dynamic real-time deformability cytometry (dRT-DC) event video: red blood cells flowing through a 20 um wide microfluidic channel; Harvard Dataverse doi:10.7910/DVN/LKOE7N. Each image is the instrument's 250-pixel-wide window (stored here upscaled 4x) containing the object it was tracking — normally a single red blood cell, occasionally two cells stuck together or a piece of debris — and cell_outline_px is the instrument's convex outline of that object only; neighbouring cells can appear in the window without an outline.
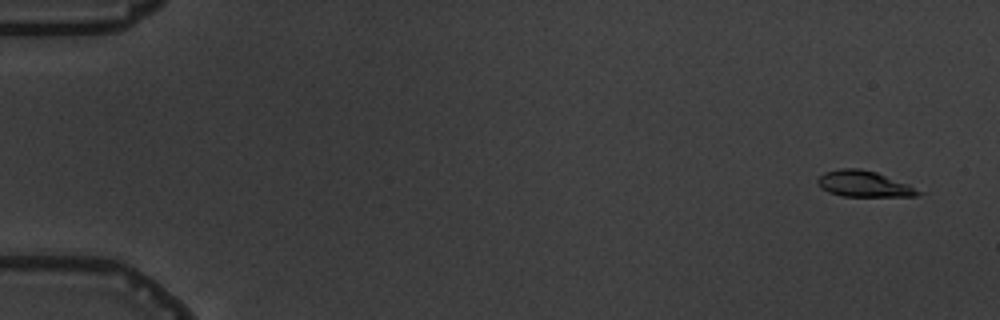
{"species": "common noctule bat (a hibernating species)", "species_latin": "Nyctalus noctula", "temperature_condition": "warm", "stored_images_in_passage": 5, "camera_frame_rate_fps": 3000, "um_per_image_px": 0.085, "animal": {"sex": "male", "body_mass_g": 19.5, "forearm_length_mm": 54.6}, "frame": {"image": 1, "passage_image": 1, "time_ms": 0.0, "image_size_px": [1000, 320], "cell_outline_px": [[924, 192], [916, 196], [844, 196], [828, 192], [820, 188], [816, 184], [816, 180], [824, 172], [840, 168], [860, 168], [876, 172], [908, 184]], "centroid_in_image_um": [73.4, 15.63], "position_along_channel_um": 11.6, "area_um2": 15.32}}
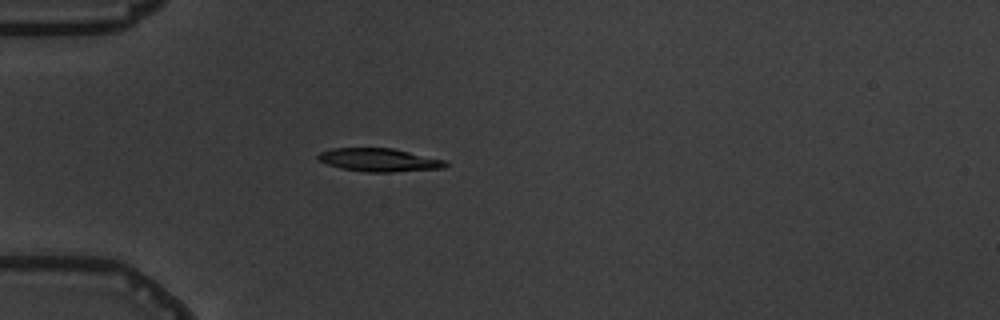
{"frame": {"image": 2, "passage_image": 5, "time_ms": 4.667, "image_size_px": [1000, 320], "cell_outline_px": [[448, 164], [444, 168], [392, 172], [364, 172], [340, 168], [328, 164], [320, 160], [316, 156], [320, 152], [332, 148], [392, 148], [444, 160]], "centroid_in_image_um": [32.2, 13.6], "position_along_channel_um": 52.8, "area_um2": 17.11}}